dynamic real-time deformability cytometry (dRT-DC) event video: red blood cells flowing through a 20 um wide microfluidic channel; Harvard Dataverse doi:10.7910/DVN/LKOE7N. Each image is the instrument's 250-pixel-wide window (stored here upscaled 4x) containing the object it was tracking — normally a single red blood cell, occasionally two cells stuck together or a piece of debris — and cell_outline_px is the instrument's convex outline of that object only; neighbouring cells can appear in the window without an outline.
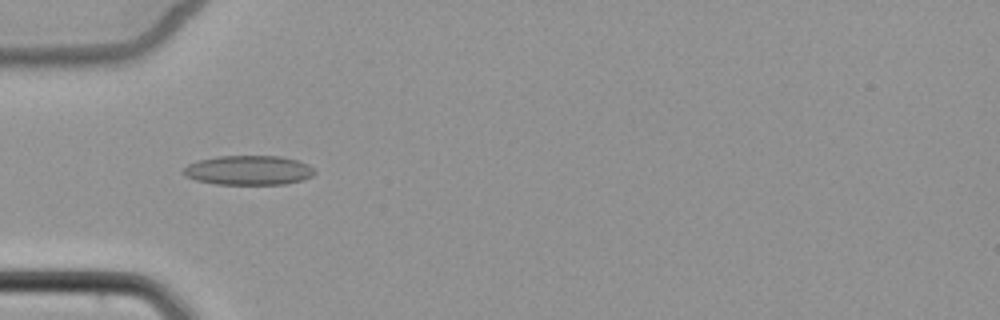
{"species": "common noctule bat (a hibernating species)", "species_latin": "Nyctalus noctula", "temperature_condition": "cold", "stored_images_in_passage": 7, "camera_frame_rate_fps": 3000, "um_per_image_px": 0.085, "animal": {"sex": "female", "body_mass_g": 22.7, "forearm_length_mm": 54.2}, "frame": {"image": 1, "passage_image": 5, "time_ms": 5.667, "image_size_px": [1000, 320], "cell_outline_px": [[316, 172], [312, 176], [300, 180], [284, 184], [216, 184], [196, 180], [184, 176], [180, 172], [188, 164], [200, 160], [216, 156], [280, 156], [296, 160], [308, 164]], "centroid_in_image_um": [21.09, 14.47], "position_along_channel_um": 63.9, "area_um2": 22.48}}
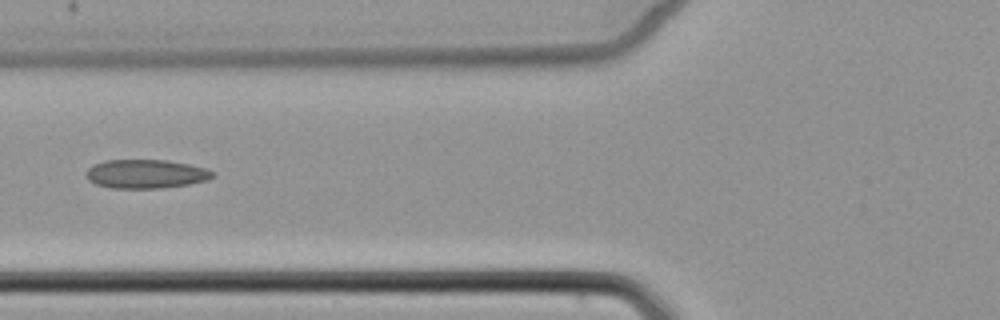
{"frame": {"image": 2, "passage_image": 6, "time_ms": 7.0, "image_size_px": [1000, 320], "cell_outline_px": [[216, 172], [208, 180], [188, 184], [164, 188], [112, 188], [96, 184], [88, 180], [88, 168], [92, 164], [104, 160], [168, 160], [188, 164], [204, 168]], "centroid_in_image_um": [12.4, 14.78], "position_along_channel_um": 113.4, "area_um2": 21.21}}
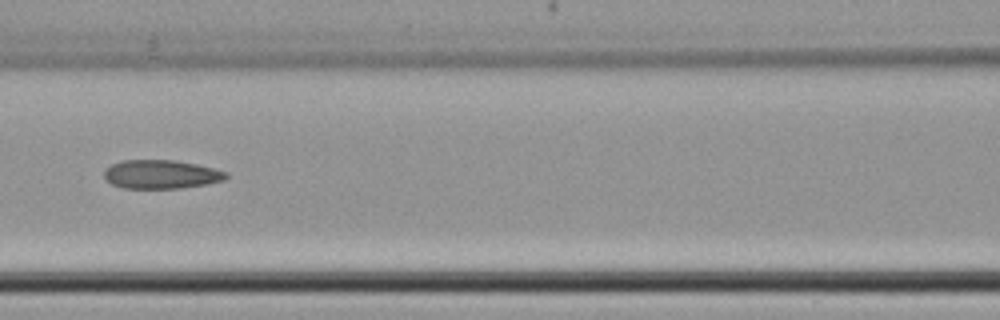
{"frame": {"image": 3, "passage_image": 7, "time_ms": 8.0, "image_size_px": [1000, 320], "cell_outline_px": [[228, 176], [224, 180], [204, 184], [180, 188], [124, 188], [112, 184], [104, 176], [104, 168], [112, 164], [124, 160], [176, 160], [196, 164], [228, 172]], "centroid_in_image_um": [13.68, 14.81], "position_along_channel_um": 152.9, "area_um2": 20.29}}